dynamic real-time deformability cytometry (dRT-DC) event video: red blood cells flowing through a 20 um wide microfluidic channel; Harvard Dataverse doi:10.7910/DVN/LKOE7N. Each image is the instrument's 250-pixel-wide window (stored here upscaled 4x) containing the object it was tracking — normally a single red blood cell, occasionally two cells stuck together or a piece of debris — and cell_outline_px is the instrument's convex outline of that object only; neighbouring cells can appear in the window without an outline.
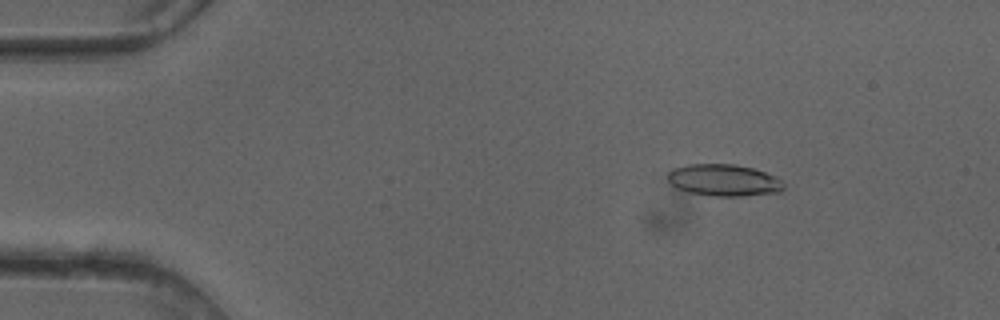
{"species": "common noctule bat (a hibernating species)", "species_latin": "Nyctalus noctula", "temperature_condition": "cold", "stored_images_in_passage": 51, "camera_frame_rate_fps": 3000, "um_per_image_px": 0.085, "animal": {"sex": "female"}, "frame": {"image": 1, "passage_image": 8, "time_ms": 2.333, "image_size_px": [1000, 320], "cell_outline_px": [[784, 188], [780, 192], [740, 196], [712, 196], [688, 192], [676, 188], [668, 180], [668, 172], [672, 168], [688, 164], [736, 164], [752, 168], [776, 176], [784, 184]], "centroid_in_image_um": [61.51, 15.31], "position_along_channel_um": 23.5, "area_um2": 21.56}}
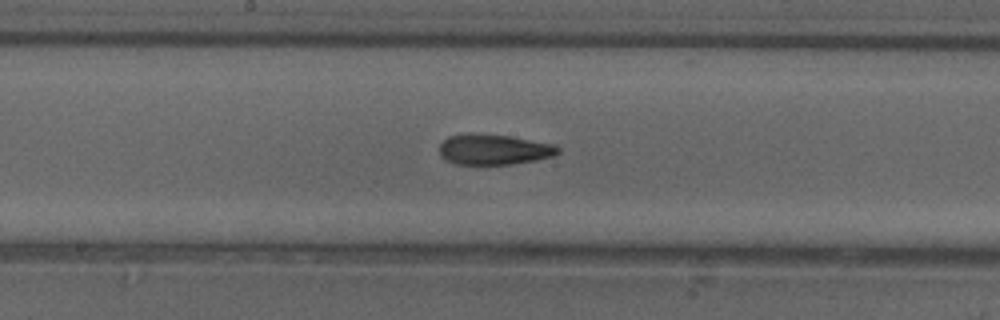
{"frame": {"image": 2, "passage_image": 27, "time_ms": 8.667, "image_size_px": [1000, 320], "cell_outline_px": [[560, 152], [552, 156], [536, 160], [512, 164], [456, 164], [440, 156], [440, 144], [448, 136], [468, 132], [472, 132], [508, 136], [556, 144], [560, 148]], "centroid_in_image_um": [41.98, 12.69], "position_along_channel_um": 206.2, "area_um2": 21.21}}
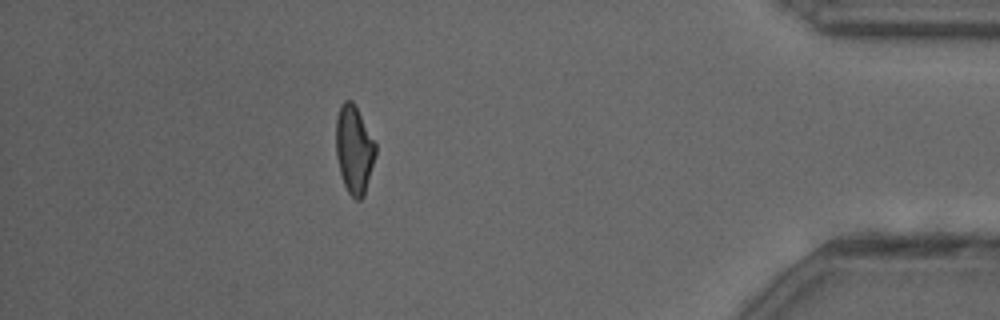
{"frame": {"image": 3, "passage_image": 45, "time_ms": 14.667, "image_size_px": [1000, 320], "cell_outline_px": [[376, 156], [364, 196], [360, 200], [356, 200], [348, 192], [344, 184], [340, 172], [336, 156], [336, 116], [340, 104], [344, 100], [352, 100], [376, 144]], "centroid_in_image_um": [30.09, 12.71], "position_along_channel_um": 405.1, "area_um2": 20.35}, "authors_computed_cell_mechanics": {"area_um2": 21.2126, "velocity_mm_per_s": 4.1171, "shape_relaxation_time_tau1_ms": 6.8331, "shape_relaxation_time_tau2_ms": 2.5186, "deformation_change_tau1": 0.1951, "deformation_change_tau2": 0.1052}}